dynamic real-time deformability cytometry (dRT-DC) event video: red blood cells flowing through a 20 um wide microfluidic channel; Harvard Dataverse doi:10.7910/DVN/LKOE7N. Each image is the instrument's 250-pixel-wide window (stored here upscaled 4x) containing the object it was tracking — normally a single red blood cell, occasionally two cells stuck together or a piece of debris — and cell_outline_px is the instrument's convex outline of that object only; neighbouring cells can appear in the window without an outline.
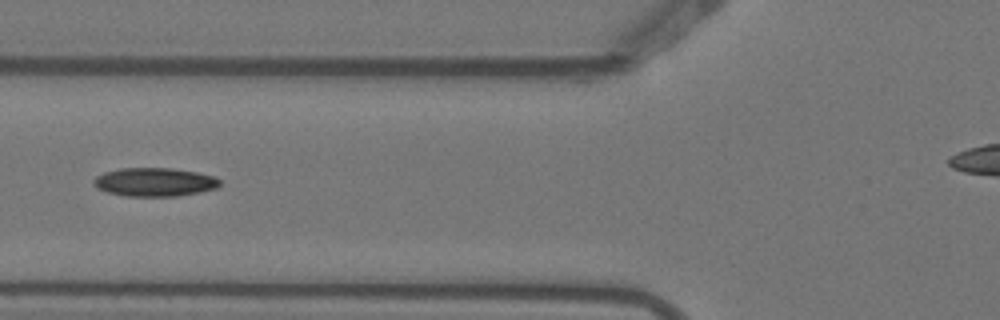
{"species": "Egyptian fruit bat (a non-hibernating species)", "species_latin": "Rousettus aegyptiacus", "temperature_condition": "warm", "stored_images_in_passage": 7, "camera_frame_rate_fps": 3000, "um_per_image_px": 0.085, "animal": {"sex": "female"}, "frame": {"image": 1, "passage_image": 4, "time_ms": 1.0, "image_size_px": [1000, 320], "cell_outline_px": [[220, 184], [216, 188], [200, 192], [176, 196], [124, 196], [108, 192], [96, 188], [92, 184], [92, 180], [96, 176], [104, 172], [120, 168], [172, 168], [196, 172], [216, 176], [220, 180]], "centroid_in_image_um": [13.12, 15.47], "position_along_channel_um": 112.7, "area_um2": 21.15}}
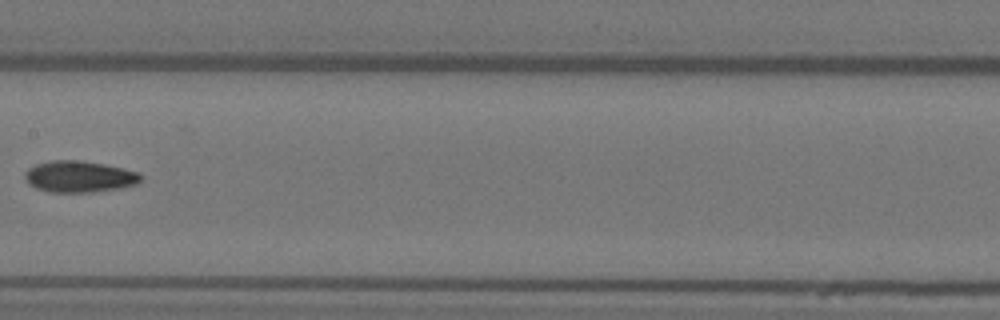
{"frame": {"image": 2, "passage_image": 6, "time_ms": 1.667, "image_size_px": [1000, 320], "cell_outline_px": [[140, 180], [136, 184], [120, 188], [92, 192], [48, 192], [36, 188], [28, 184], [24, 176], [24, 172], [28, 168], [36, 164], [52, 160], [80, 160], [104, 164], [140, 172]], "centroid_in_image_um": [6.7, 15.01], "position_along_channel_um": 200.7, "area_um2": 21.27}}
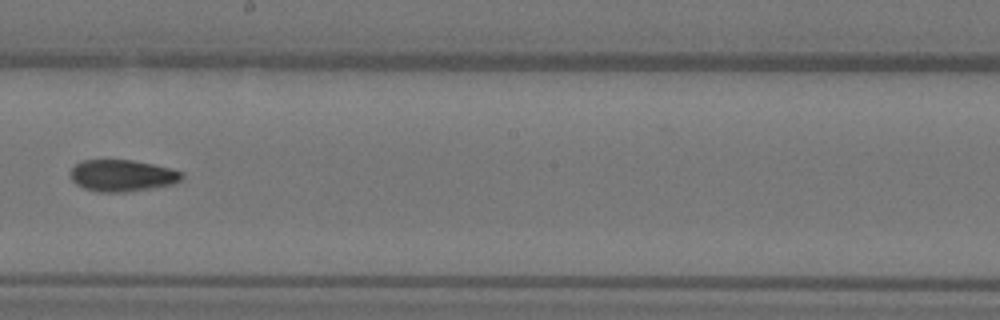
{"frame": {"image": 3, "passage_image": 7, "time_ms": 2.0, "image_size_px": [1000, 320], "cell_outline_px": [[184, 180], [176, 184], [128, 192], [96, 192], [84, 188], [76, 184], [72, 180], [72, 168], [76, 164], [84, 160], [132, 160], [172, 168], [184, 172]], "centroid_in_image_um": [10.47, 14.93], "position_along_channel_um": 237.7, "area_um2": 20.81}}